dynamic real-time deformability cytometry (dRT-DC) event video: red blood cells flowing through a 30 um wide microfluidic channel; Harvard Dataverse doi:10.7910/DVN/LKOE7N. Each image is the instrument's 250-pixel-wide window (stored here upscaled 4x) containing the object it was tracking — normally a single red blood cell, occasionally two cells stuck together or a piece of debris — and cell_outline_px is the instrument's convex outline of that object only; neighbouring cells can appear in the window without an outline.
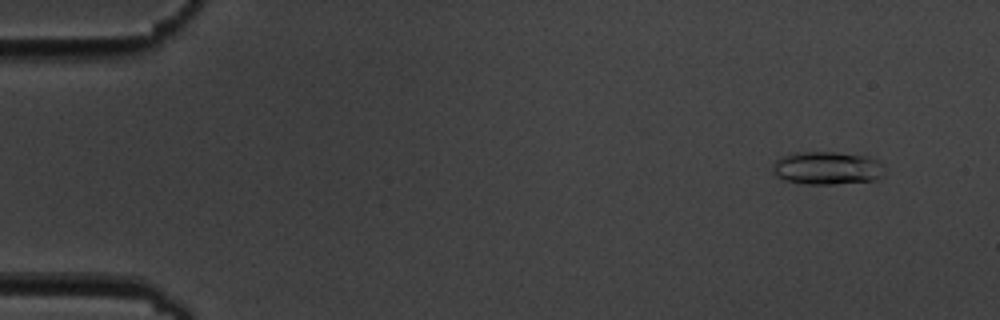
{"species": "common noctule bat (a hibernating species)", "species_latin": "Nyctalus noctula", "temperature_condition": "cold", "stored_images_in_passage": 6, "camera_frame_rate_fps": 3000, "um_per_image_px": 0.085, "animal": {"sex": "male", "body_mass_g": 19.5, "forearm_length_mm": 54.6}, "frame": {"image": 1, "passage_image": 2, "time_ms": 1.333, "image_size_px": [1000, 320], "cell_outline_px": [[884, 176], [876, 180], [836, 184], [804, 184], [784, 180], [776, 176], [772, 172], [772, 168], [776, 160], [792, 152], [836, 152], [868, 156], [880, 160], [884, 172]], "centroid_in_image_um": [70.32, 14.29], "position_along_channel_um": 14.7, "area_um2": 21.85}}